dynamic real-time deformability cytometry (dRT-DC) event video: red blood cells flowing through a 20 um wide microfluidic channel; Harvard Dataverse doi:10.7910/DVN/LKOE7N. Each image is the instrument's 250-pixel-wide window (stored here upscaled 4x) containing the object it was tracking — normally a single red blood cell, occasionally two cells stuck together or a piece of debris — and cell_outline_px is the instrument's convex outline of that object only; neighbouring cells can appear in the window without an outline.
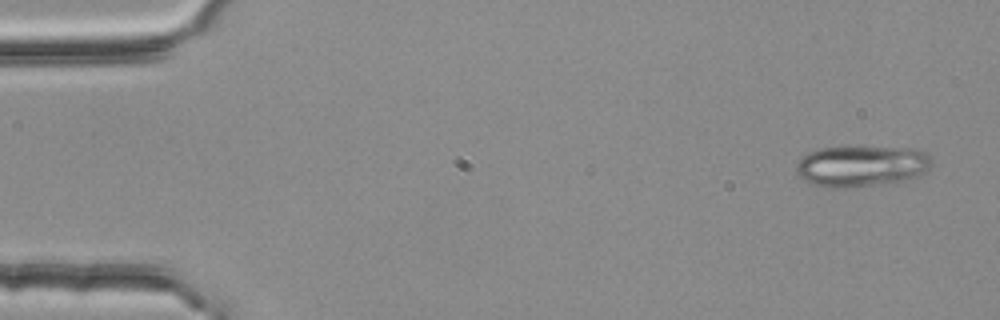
{"species": "common noctule bat (a hibernating species)", "species_latin": "Nyctalus noctula", "temperature_condition": "room temperature", "stored_images_in_passage": 4, "camera_frame_rate_fps": 3000, "um_per_image_px": 0.085, "animal": {"sex": "female", "body_mass_g": 25.1}, "frame": {"image": 1, "passage_image": 1, "time_ms": 0.0, "image_size_px": [1000, 320], "cell_outline_px": [[932, 164], [924, 172], [912, 180], [892, 184], [840, 188], [832, 188], [812, 184], [804, 180], [796, 172], [796, 164], [800, 156], [808, 152], [820, 148], [916, 148], [928, 152], [932, 160]], "centroid_in_image_um": [73.26, 14.14], "position_along_channel_um": 11.7, "area_um2": 32.89}}